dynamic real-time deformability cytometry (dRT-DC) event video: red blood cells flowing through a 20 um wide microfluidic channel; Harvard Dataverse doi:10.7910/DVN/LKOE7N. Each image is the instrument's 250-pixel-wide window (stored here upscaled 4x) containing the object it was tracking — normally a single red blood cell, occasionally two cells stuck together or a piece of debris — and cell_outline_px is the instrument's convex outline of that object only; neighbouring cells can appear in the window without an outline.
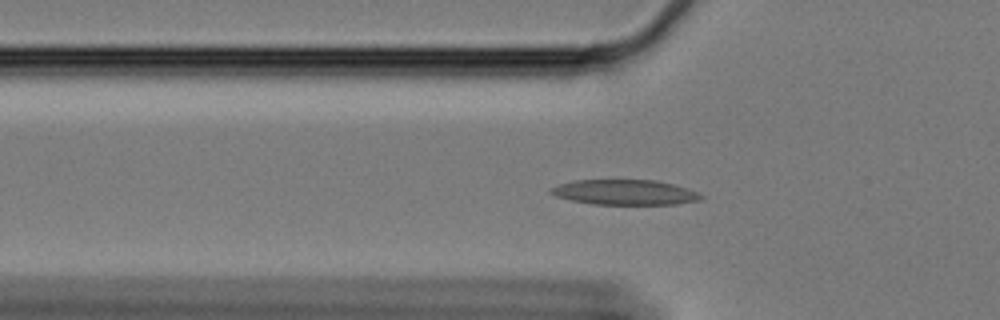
{"species": "Egyptian fruit bat (a non-hibernating species)", "species_latin": "Rousettus aegyptiacus", "temperature_condition": "cold", "stored_images_in_passage": 40, "camera_frame_rate_fps": 3000, "um_per_image_px": 0.085, "animal": {"sex": "female"}, "frame": {"image": 1, "passage_image": 2, "time_ms": 0.333, "image_size_px": [1000, 320], "cell_outline_px": [[704, 196], [700, 200], [676, 204], [592, 204], [572, 200], [556, 196], [548, 192], [548, 188], [560, 184], [576, 180], [656, 180], [672, 184], [700, 192]], "centroid_in_image_um": [53.11, 16.34], "position_along_channel_um": 72.7, "area_um2": 21.96}}
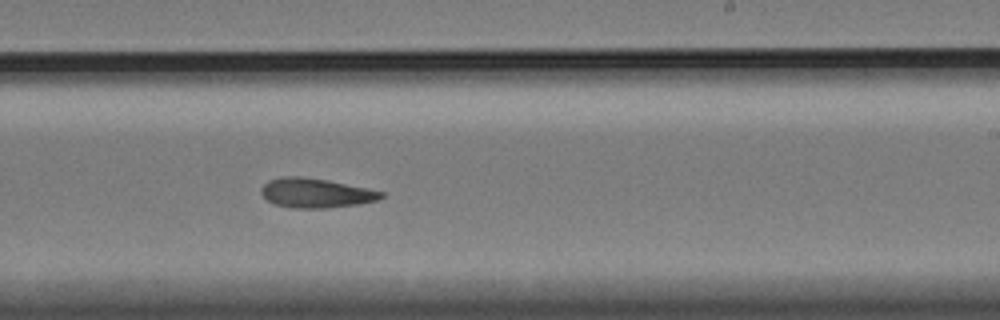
{"frame": {"image": 2, "passage_image": 19, "time_ms": 6.0, "image_size_px": [1000, 320], "cell_outline_px": [[384, 196], [380, 200], [360, 204], [328, 208], [292, 208], [276, 204], [268, 200], [260, 192], [260, 188], [268, 180], [284, 176], [296, 176], [324, 180], [384, 192]], "centroid_in_image_um": [26.83, 16.42], "position_along_channel_um": 262.2, "area_um2": 20.35}}
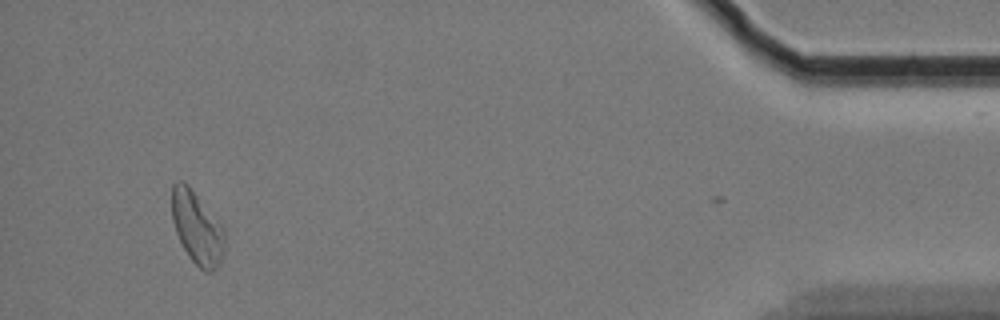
{"frame": {"image": 3, "passage_image": 39, "time_ms": 12.667, "image_size_px": [1000, 320], "cell_outline_px": [[228, 248], [220, 264], [212, 272], [204, 272], [188, 256], [176, 232], [172, 220], [172, 184], [180, 180], [188, 184], [224, 228], [228, 236]], "centroid_in_image_um": [16.82, 19.41], "position_along_channel_um": 418.4, "area_um2": 22.89}, "authors_computed_cell_mechanics": {"area_um2": 20.4612, "velocity_mm_per_s": 3.3357, "shape_relaxation_time_tau1_ms": null, "shape_relaxation_time_tau2_ms": 6.6771, "deformation_change_tau1": null, "deformation_change_tau2": 0.1407}}